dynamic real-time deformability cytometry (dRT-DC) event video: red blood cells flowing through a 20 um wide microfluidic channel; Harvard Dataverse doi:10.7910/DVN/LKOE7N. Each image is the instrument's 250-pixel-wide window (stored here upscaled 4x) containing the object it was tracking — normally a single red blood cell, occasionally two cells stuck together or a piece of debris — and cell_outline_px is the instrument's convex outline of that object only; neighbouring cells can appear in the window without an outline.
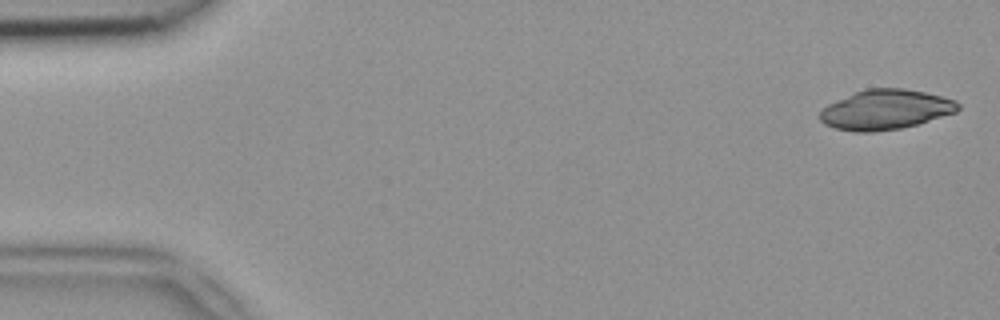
{"species": "common noctule bat (a hibernating species)", "species_latin": "Nyctalus noctula", "temperature_condition": "room temperature", "stored_images_in_passage": 48, "camera_frame_rate_fps": 3000, "um_per_image_px": 0.085, "animal": {"sex": "female", "body_mass_g": 18.4}, "frame": {"image": 1, "passage_image": 1, "time_ms": 0.0, "image_size_px": [1000, 320], "cell_outline_px": [[960, 108], [956, 112], [916, 124], [900, 128], [872, 132], [856, 132], [836, 128], [824, 124], [820, 120], [820, 112], [828, 104], [856, 92], [868, 88], [904, 88], [924, 92], [956, 100], [960, 104]], "centroid_in_image_um": [75.28, 9.32], "position_along_channel_um": 9.7, "area_um2": 31.73}}